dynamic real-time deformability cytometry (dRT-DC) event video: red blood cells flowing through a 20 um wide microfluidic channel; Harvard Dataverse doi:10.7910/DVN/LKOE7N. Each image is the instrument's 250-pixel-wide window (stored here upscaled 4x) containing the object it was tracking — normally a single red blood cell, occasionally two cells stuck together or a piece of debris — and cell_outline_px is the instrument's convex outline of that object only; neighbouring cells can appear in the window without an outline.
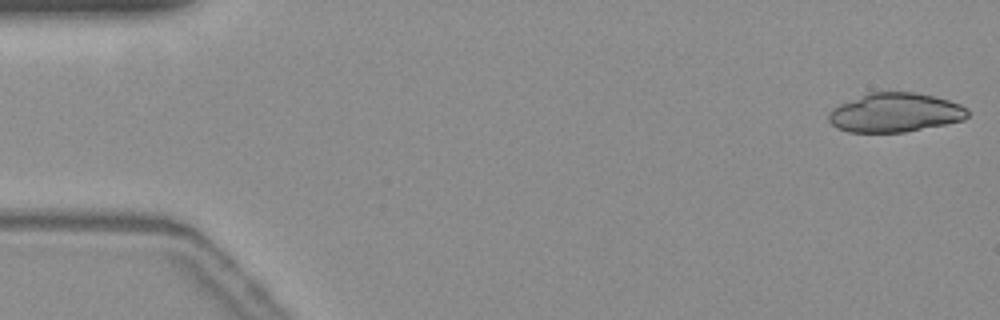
{"species": "common noctule bat (a hibernating species)", "species_latin": "Nyctalus noctula", "temperature_condition": "warm", "stored_images_in_passage": 13, "camera_frame_rate_fps": 3000, "um_per_image_px": 0.085, "animal": {"sex": "female", "body_mass_g": 19.3, "forearm_length_mm": 54.1}, "frame": {"image": 1, "passage_image": 1, "time_ms": 0.0, "image_size_px": [1000, 320], "cell_outline_px": [[968, 116], [964, 120], [904, 132], [848, 132], [832, 124], [828, 120], [828, 116], [832, 108], [840, 104], [868, 92], [912, 92], [932, 96], [948, 100], [960, 104], [968, 108]], "centroid_in_image_um": [76.08, 9.57], "position_along_channel_um": 8.9, "area_um2": 31.44}}